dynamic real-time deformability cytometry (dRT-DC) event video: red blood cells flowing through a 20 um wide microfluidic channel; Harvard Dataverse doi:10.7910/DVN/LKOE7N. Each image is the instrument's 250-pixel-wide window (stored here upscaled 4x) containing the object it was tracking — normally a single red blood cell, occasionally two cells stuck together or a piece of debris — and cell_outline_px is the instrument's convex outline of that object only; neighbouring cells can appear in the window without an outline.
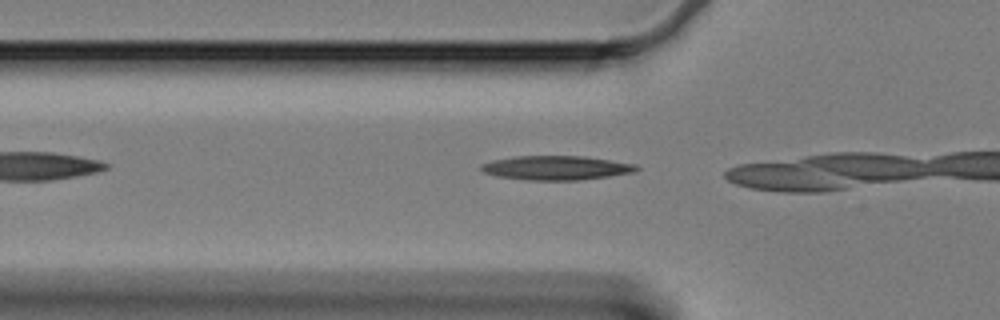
{"species": "Egyptian fruit bat (a non-hibernating species)", "species_latin": "Rousettus aegyptiacus", "temperature_condition": "cold", "stored_images_in_passage": 7, "camera_frame_rate_fps": 3000, "um_per_image_px": 0.085, "animal": {"sex": "female"}, "frame": {"image": 1, "passage_image": 5, "time_ms": 1.333, "image_size_px": [1000, 320], "cell_outline_px": [[640, 168], [636, 172], [580, 180], [524, 180], [496, 176], [484, 172], [480, 168], [480, 164], [492, 160], [512, 156], [584, 156], [636, 164]], "centroid_in_image_um": [47.26, 14.26], "position_along_channel_um": 78.5, "area_um2": 22.02}}